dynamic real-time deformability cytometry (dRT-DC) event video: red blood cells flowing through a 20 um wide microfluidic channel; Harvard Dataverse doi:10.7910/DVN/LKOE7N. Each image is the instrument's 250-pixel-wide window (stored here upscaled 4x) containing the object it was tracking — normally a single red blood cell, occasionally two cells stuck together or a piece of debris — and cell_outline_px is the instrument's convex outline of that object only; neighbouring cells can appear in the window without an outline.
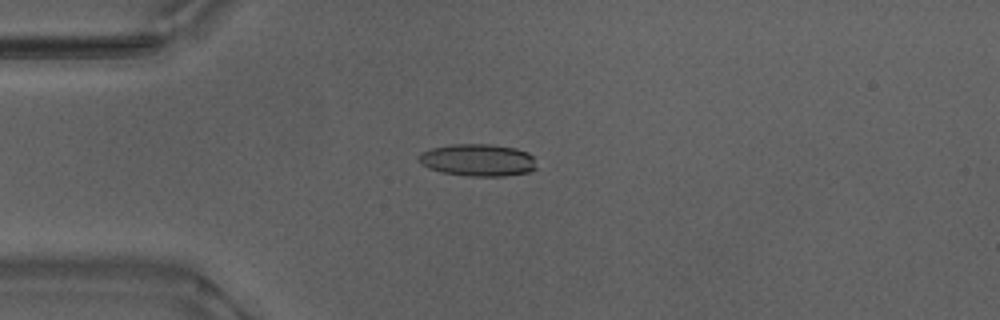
{"species": "Egyptian fruit bat (a non-hibernating species)", "species_latin": "Rousettus aegyptiacus", "temperature_condition": "warm", "stored_images_in_passage": 43, "camera_frame_rate_fps": 3000, "um_per_image_px": 0.085, "animal": {"sex": "male"}, "frame": {"image": 1, "passage_image": 4, "time_ms": 1.0, "image_size_px": [1000, 320], "cell_outline_px": [[536, 168], [528, 172], [504, 176], [468, 176], [440, 172], [428, 168], [420, 164], [416, 156], [420, 152], [432, 148], [452, 144], [488, 144], [516, 148], [528, 152], [532, 156]], "centroid_in_image_um": [40.56, 13.6], "position_along_channel_um": 44.4, "area_um2": 22.25}}
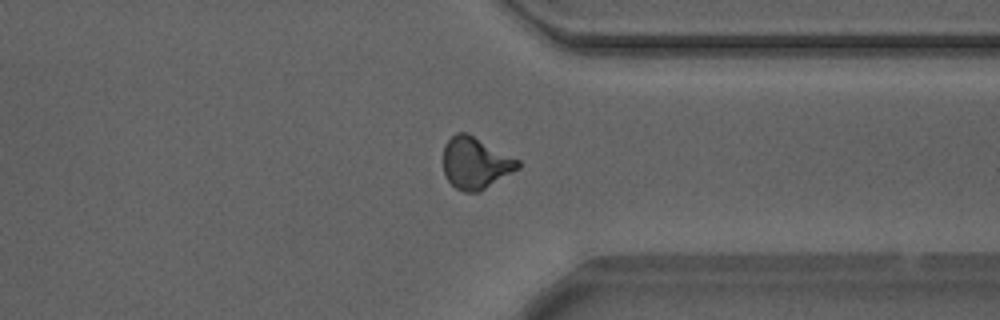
{"frame": {"image": 2, "passage_image": 31, "time_ms": 10.0, "image_size_px": [1000, 320], "cell_outline_px": [[520, 168], [480, 192], [464, 192], [456, 188], [444, 176], [444, 144], [456, 132], [468, 132], [520, 160]], "centroid_in_image_um": [40.43, 13.85], "position_along_channel_um": 371.0, "area_um2": 22.72}}
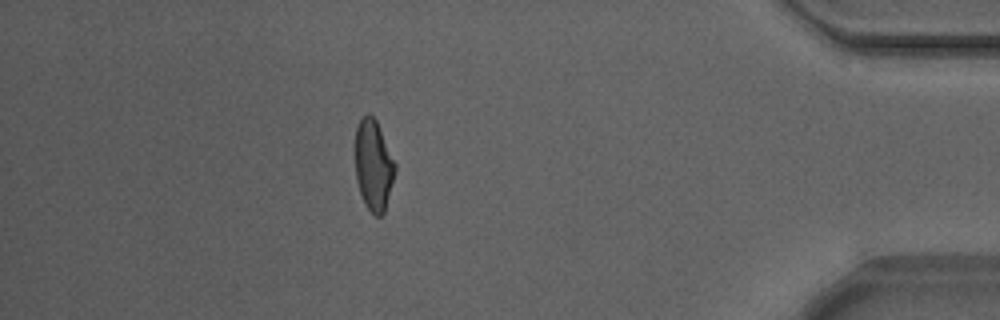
{"frame": {"image": 3, "passage_image": 37, "time_ms": 12.0, "image_size_px": [1000, 320], "cell_outline_px": [[396, 172], [384, 212], [380, 216], [376, 216], [364, 204], [356, 180], [352, 148], [356, 128], [360, 120], [368, 112], [376, 120], [380, 128], [396, 164]], "centroid_in_image_um": [31.7, 14.01], "position_along_channel_um": 403.5, "area_um2": 21.68}, "authors_computed_cell_mechanics": {"area_um2": 21.4438, "velocity_mm_per_s": 3.8799, "shape_relaxation_time_tau1_ms": null, "shape_relaxation_time_tau2_ms": 1.8478, "deformation_change_tau1": null, "deformation_change_tau2": 0.0925}}